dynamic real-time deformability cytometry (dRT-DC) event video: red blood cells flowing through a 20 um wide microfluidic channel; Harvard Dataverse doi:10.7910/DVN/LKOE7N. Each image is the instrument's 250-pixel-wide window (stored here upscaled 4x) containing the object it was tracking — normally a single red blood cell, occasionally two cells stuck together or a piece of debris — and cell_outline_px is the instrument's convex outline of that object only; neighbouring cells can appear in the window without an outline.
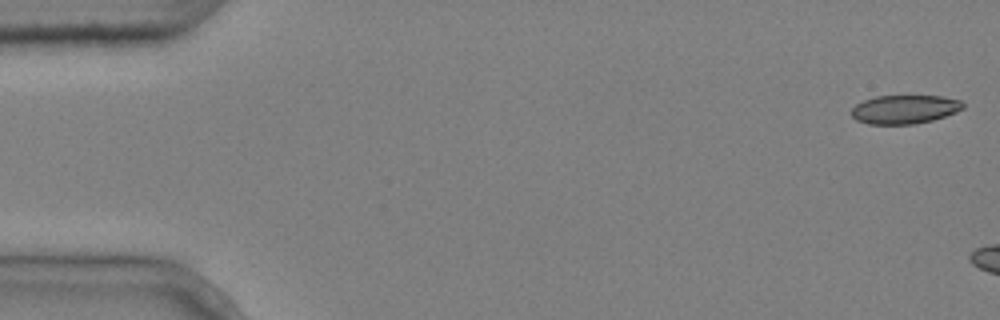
{"species": "common noctule bat (a hibernating species)", "species_latin": "Nyctalus noctula", "temperature_condition": "cold", "stored_images_in_passage": 3, "camera_frame_rate_fps": 3000, "um_per_image_px": 0.085, "animal": {"sex": "male", "body_mass_g": 20.4}, "frame": {"image": 1, "passage_image": 1, "time_ms": 0.0, "image_size_px": [1000, 320], "cell_outline_px": [[964, 108], [956, 112], [932, 120], [916, 124], [868, 124], [856, 120], [852, 116], [852, 108], [856, 104], [864, 100], [876, 96], [944, 96], [960, 100], [964, 104]], "centroid_in_image_um": [76.9, 9.29], "position_along_channel_um": 8.1, "area_um2": 18.67}}